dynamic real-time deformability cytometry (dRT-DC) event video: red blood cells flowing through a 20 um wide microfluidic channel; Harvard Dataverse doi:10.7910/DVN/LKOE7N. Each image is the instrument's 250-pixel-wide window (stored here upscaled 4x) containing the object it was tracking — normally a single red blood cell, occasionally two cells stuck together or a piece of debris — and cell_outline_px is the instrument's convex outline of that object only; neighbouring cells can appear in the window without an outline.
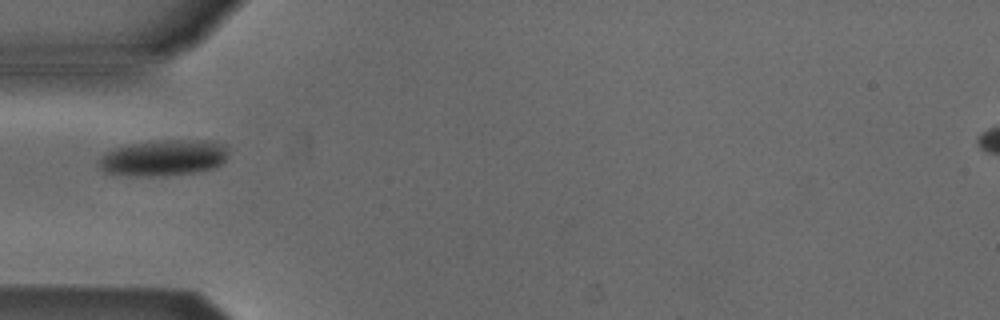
{"species": "Egyptian fruit bat (a non-hibernating species)", "species_latin": "Rousettus aegyptiacus", "temperature_condition": "cold", "stored_images_in_passage": 1, "camera_frame_rate_fps": 3000, "um_per_image_px": 0.085, "animal": {"sex": "male"}, "frame": {"image": 1, "passage_image": 1, "time_ms": 0.0, "image_size_px": [1000, 320], "cell_outline_px": [[228, 152], [224, 160], [216, 168], [196, 172], [164, 176], [128, 176], [104, 172], [100, 168], [100, 156], [104, 152], [128, 144], [160, 140], [212, 140], [224, 144], [228, 148]], "centroid_in_image_um": [13.92, 13.41], "position_along_channel_um": 71.1, "area_um2": 27.57}}